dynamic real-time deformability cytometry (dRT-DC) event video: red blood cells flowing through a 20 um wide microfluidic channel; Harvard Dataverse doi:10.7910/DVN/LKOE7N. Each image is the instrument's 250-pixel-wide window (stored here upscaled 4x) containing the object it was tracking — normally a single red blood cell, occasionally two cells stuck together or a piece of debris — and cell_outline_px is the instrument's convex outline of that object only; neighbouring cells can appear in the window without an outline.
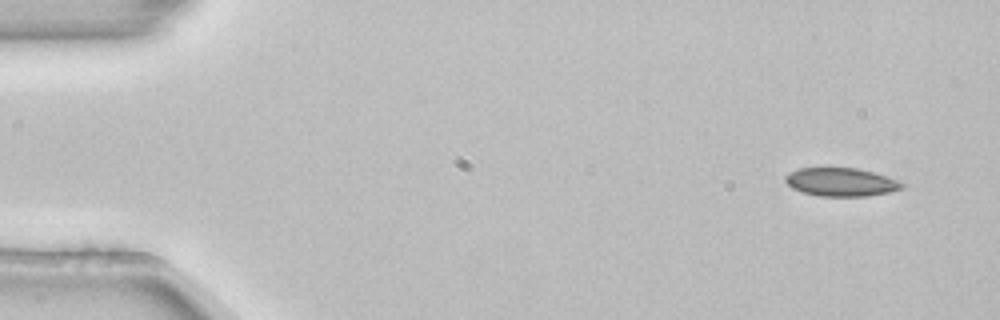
{"species": "common noctule bat (a hibernating species)", "species_latin": "Nyctalus noctula", "temperature_condition": "room temperature", "stored_images_in_passage": 4, "camera_frame_rate_fps": 3000, "um_per_image_px": 0.085, "animal": {"sex": "female", "body_mass_g": 22.7, "forearm_length_mm": 54.2}, "frame": {"image": 1, "passage_image": 1, "time_ms": 0.0, "image_size_px": [1000, 320], "cell_outline_px": [[908, 184], [904, 188], [888, 192], [868, 196], [820, 196], [804, 192], [792, 188], [784, 180], [784, 176], [788, 172], [800, 168], [856, 168], [872, 172]], "centroid_in_image_um": [71.48, 15.47], "position_along_channel_um": 13.5, "area_um2": 19.19}}
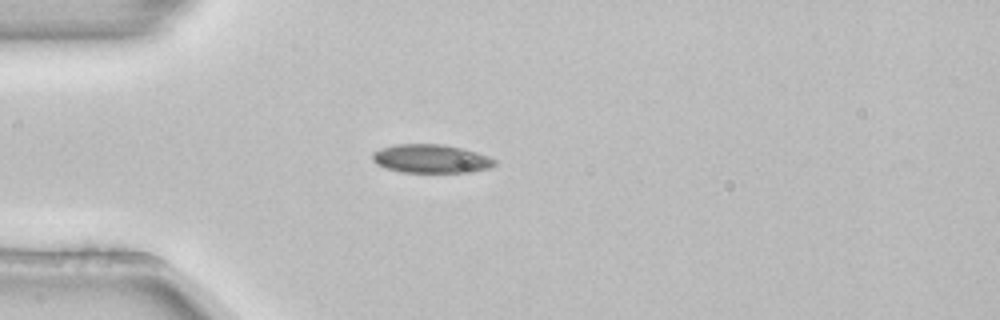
{"frame": {"image": 2, "passage_image": 3, "time_ms": 0.667, "image_size_px": [1000, 320], "cell_outline_px": [[496, 164], [492, 168], [472, 172], [400, 172], [376, 164], [372, 160], [372, 152], [380, 148], [396, 144], [444, 144], [464, 148], [488, 156], [496, 160]], "centroid_in_image_um": [36.66, 13.49], "position_along_channel_um": 48.3, "area_um2": 20.58}}